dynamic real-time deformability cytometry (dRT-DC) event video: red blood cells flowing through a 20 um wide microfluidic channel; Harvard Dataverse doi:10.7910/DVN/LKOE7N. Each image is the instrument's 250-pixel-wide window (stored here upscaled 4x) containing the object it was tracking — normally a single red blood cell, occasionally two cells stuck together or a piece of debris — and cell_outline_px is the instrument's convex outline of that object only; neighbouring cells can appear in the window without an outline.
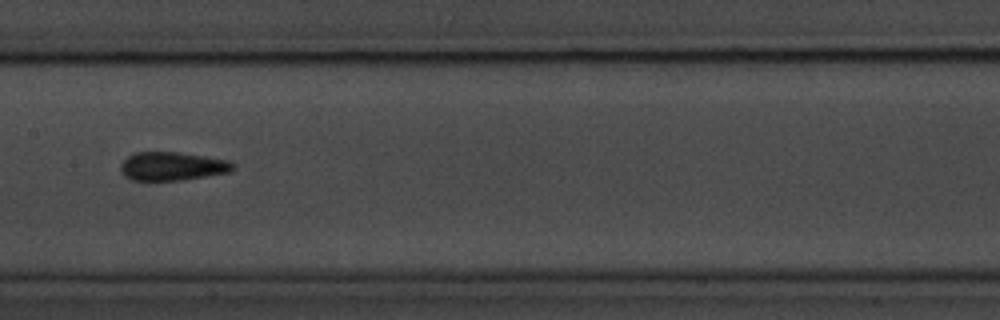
{"species": "common noctule bat (a hibernating species)", "species_latin": "Nyctalus noctula", "temperature_condition": "room temperature", "stored_images_in_passage": 38, "camera_frame_rate_fps": 3000, "um_per_image_px": 0.085, "animal": {"sex": "male", "body_mass_g": 20.1, "forearm_length_mm": 53.5}, "frame": {"image": 1, "passage_image": 27, "time_ms": 8.667, "image_size_px": [1000, 320], "cell_outline_px": [[236, 168], [228, 172], [180, 180], [132, 180], [124, 176], [120, 172], [120, 164], [128, 156], [136, 152], [176, 152], [232, 160], [236, 164]], "centroid_in_image_um": [14.65, 14.12], "position_along_channel_um": 192.7, "area_um2": 18.73}}